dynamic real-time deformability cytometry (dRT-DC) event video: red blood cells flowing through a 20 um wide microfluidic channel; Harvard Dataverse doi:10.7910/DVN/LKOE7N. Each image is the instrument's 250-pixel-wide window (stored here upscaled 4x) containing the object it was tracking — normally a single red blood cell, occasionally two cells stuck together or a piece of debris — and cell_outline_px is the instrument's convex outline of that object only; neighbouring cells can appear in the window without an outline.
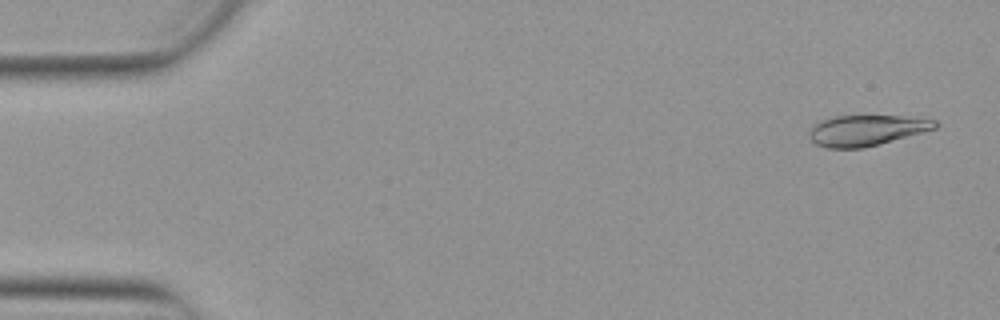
{"species": "Egyptian fruit bat (a non-hibernating species)", "species_latin": "Rousettus aegyptiacus", "temperature_condition": "warm", "stored_images_in_passage": 8, "camera_frame_rate_fps": 3000, "um_per_image_px": 0.085, "animal": {"sex": "female"}, "frame": {"image": 1, "passage_image": 2, "time_ms": 0.333, "image_size_px": [1000, 320], "cell_outline_px": [[940, 124], [936, 128], [880, 144], [864, 148], [828, 148], [816, 144], [808, 136], [808, 132], [820, 120], [836, 116], [900, 116], [936, 120]], "centroid_in_image_um": [73.64, 11.08], "position_along_channel_um": 11.4, "area_um2": 22.37}}